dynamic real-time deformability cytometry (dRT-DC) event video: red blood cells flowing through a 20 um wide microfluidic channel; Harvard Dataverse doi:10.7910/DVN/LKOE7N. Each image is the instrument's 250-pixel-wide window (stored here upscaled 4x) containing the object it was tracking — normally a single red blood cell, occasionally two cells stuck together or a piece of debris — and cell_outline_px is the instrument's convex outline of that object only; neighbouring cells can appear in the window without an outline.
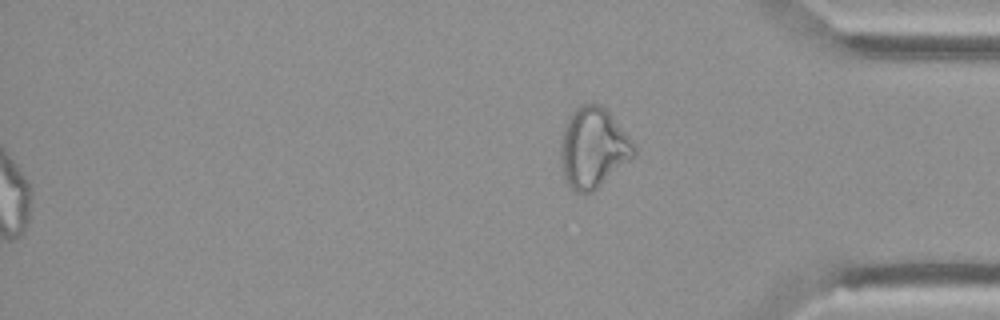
{"species": "Egyptian fruit bat (a non-hibernating species)", "species_latin": "Rousettus aegyptiacus", "temperature_condition": "cold", "stored_images_in_passage": 55, "camera_frame_rate_fps": 3000, "um_per_image_px": 0.085, "animal": {"sex": "female"}, "frame": {"image": 1, "passage_image": 55, "time_ms": 18.0, "image_size_px": [1000, 320], "cell_outline_px": [[636, 152], [632, 156], [592, 192], [576, 192], [564, 180], [560, 168], [560, 140], [564, 124], [568, 116], [580, 104], [596, 100], [608, 112], [636, 144]], "centroid_in_image_um": [50.36, 12.51], "position_along_channel_um": 384.8, "area_um2": 34.39}, "authors_computed_cell_mechanics": {"area_um2": 29.4202, "velocity_mm_per_s": 3.7604, "shape_relaxation_time_tau1_ms": null, "shape_relaxation_time_tau2_ms": 1.9668, "deformation_change_tau1": null, "deformation_change_tau2": 0.0784}}